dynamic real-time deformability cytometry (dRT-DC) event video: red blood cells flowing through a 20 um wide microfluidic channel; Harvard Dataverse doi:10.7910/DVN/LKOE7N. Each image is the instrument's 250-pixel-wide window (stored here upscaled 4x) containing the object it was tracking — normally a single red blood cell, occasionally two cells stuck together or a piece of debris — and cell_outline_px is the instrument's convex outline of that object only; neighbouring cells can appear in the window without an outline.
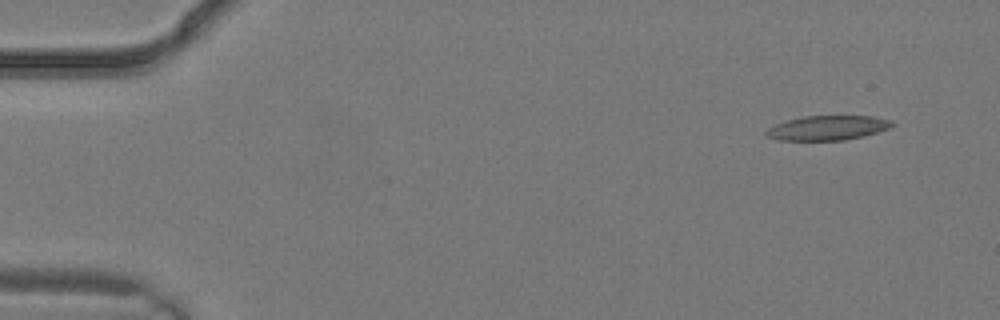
{"species": "common noctule bat (a hibernating species)", "species_latin": "Nyctalus noctula", "temperature_condition": "warm", "stored_images_in_passage": 3, "camera_frame_rate_fps": 3000, "um_per_image_px": 0.085, "animal": {"sex": "male", "body_mass_g": 19.2, "forearm_length_mm": 51.8}, "frame": {"image": 1, "passage_image": 1, "time_ms": 0.0, "image_size_px": [1000, 320], "cell_outline_px": [[896, 124], [892, 128], [864, 136], [844, 140], [776, 140], [768, 136], [764, 132], [768, 128], [776, 124], [788, 120], [804, 116], [872, 116], [892, 120]], "centroid_in_image_um": [70.4, 10.87], "position_along_channel_um": 14.6, "area_um2": 18.09}}